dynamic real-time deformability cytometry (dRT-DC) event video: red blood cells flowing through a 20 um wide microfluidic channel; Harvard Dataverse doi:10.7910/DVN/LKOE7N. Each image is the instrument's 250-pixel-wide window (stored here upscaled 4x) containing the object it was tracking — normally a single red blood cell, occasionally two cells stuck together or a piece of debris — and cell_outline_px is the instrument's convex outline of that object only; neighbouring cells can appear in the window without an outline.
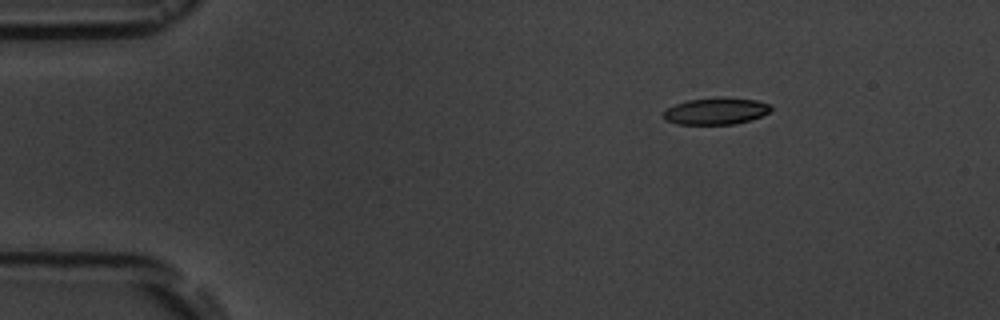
{"species": "common noctule bat (a hibernating species)", "species_latin": "Nyctalus noctula", "temperature_condition": "room temperature", "stored_images_in_passage": 5, "camera_frame_rate_fps": 3000, "um_per_image_px": 0.085, "animal": {"sex": "male", "body_mass_g": 19.5, "forearm_length_mm": 54.6}, "frame": {"image": 1, "passage_image": 2, "time_ms": 2.0, "image_size_px": [1000, 320], "cell_outline_px": [[772, 108], [768, 112], [752, 120], [736, 124], [676, 124], [664, 120], [664, 112], [668, 108], [676, 104], [688, 100], [720, 96], [724, 96], [756, 100], [768, 104]], "centroid_in_image_um": [60.86, 9.43], "position_along_channel_um": 24.1, "area_um2": 16.88}}
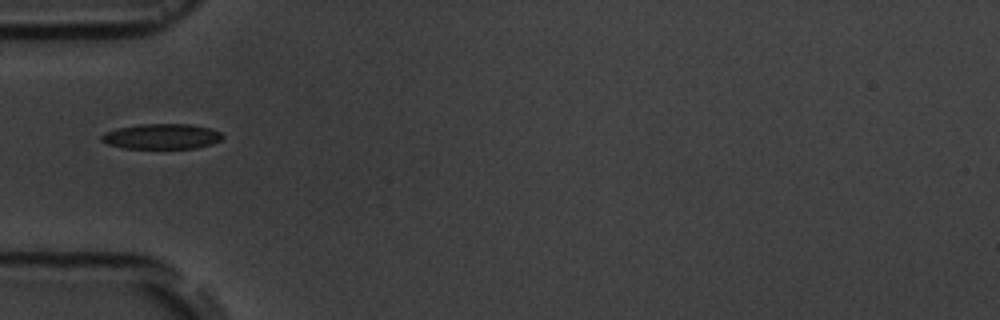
{"frame": {"image": 2, "passage_image": 5, "time_ms": 5.333, "image_size_px": [1000, 320], "cell_outline_px": [[224, 136], [220, 140], [212, 144], [196, 148], [124, 148], [108, 144], [100, 140], [100, 136], [104, 132], [116, 128], [140, 124], [192, 124], [212, 128], [220, 132]], "centroid_in_image_um": [13.74, 11.59], "position_along_channel_um": 71.3, "area_um2": 17.98}}